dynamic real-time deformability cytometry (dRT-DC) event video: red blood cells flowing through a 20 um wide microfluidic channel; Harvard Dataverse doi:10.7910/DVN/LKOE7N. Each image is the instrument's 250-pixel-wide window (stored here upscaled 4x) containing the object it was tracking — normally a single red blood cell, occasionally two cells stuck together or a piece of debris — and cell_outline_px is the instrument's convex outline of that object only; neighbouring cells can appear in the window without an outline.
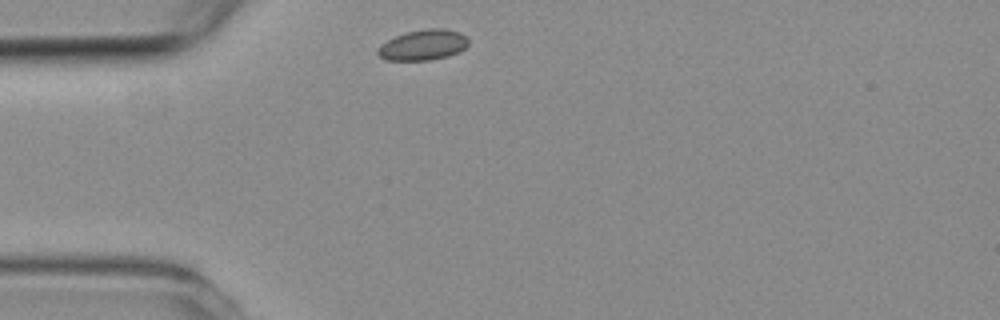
{"species": "common noctule bat (a hibernating species)", "species_latin": "Nyctalus noctula", "temperature_condition": "room temperature", "stored_images_in_passage": 4, "camera_frame_rate_fps": 3000, "um_per_image_px": 0.085, "animal": {"sex": "female", "body_mass_g": 19.3, "forearm_length_mm": 54.1}, "frame": {"image": 1, "passage_image": 1, "time_ms": 0.0, "image_size_px": [1000, 320], "cell_outline_px": [[468, 44], [460, 52], [448, 56], [428, 60], [384, 60], [376, 52], [376, 48], [380, 44], [396, 36], [408, 32], [424, 28], [444, 28], [460, 32], [468, 40]], "centroid_in_image_um": [35.95, 3.82], "position_along_channel_um": 49.1, "area_um2": 16.18}}
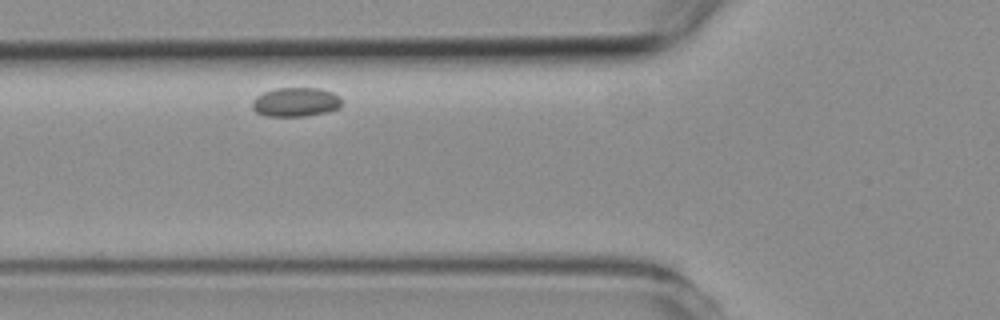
{"frame": {"image": 2, "passage_image": 3, "time_ms": 2.333, "image_size_px": [1000, 320], "cell_outline_px": [[340, 108], [328, 112], [304, 116], [268, 116], [256, 112], [252, 108], [252, 100], [260, 92], [276, 88], [320, 88], [332, 92], [340, 96]], "centroid_in_image_um": [25.11, 8.67], "position_along_channel_um": 100.7, "area_um2": 15.37}}
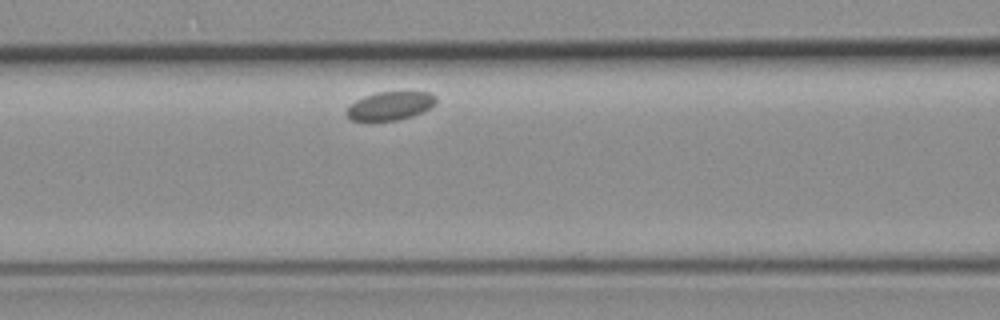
{"frame": {"image": 3, "passage_image": 4, "time_ms": 3.333, "image_size_px": [1000, 320], "cell_outline_px": [[436, 104], [424, 112], [412, 116], [396, 120], [368, 124], [352, 120], [344, 112], [356, 100], [364, 96], [376, 92], [428, 92], [436, 96]], "centroid_in_image_um": [33.13, 9.04], "position_along_channel_um": 133.5, "area_um2": 15.37}}